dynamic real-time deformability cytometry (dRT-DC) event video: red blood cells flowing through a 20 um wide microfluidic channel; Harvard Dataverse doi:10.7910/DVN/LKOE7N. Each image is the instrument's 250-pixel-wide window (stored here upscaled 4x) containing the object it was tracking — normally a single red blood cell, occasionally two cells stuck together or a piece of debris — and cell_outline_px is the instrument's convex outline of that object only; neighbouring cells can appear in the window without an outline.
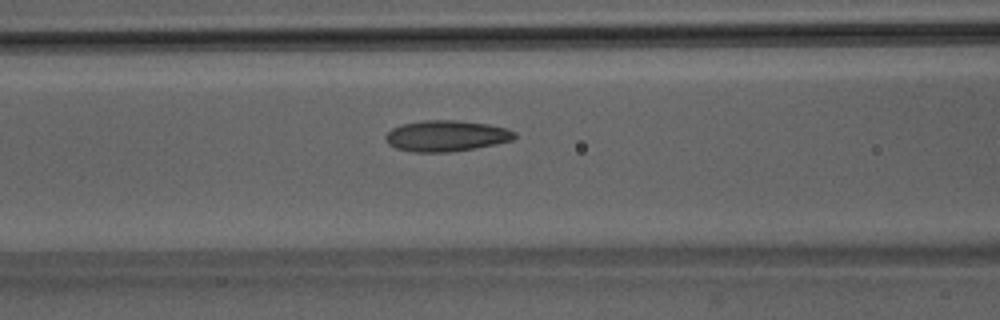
{"species": "Egyptian fruit bat (a non-hibernating species)", "species_latin": "Rousettus aegyptiacus", "temperature_condition": "room temperature", "stored_images_in_passage": 50, "camera_frame_rate_fps": 3000, "um_per_image_px": 0.085, "animal": {"sex": "male"}, "frame": {"image": 1, "passage_image": 21, "time_ms": 6.667, "image_size_px": [1000, 320], "cell_outline_px": [[516, 136], [512, 140], [496, 144], [476, 148], [452, 152], [412, 152], [396, 148], [388, 144], [384, 140], [384, 136], [392, 128], [404, 124], [424, 120], [456, 120], [488, 124], [508, 128], [516, 132]], "centroid_in_image_um": [37.94, 11.55], "position_along_channel_um": 128.7, "area_um2": 23.47}}
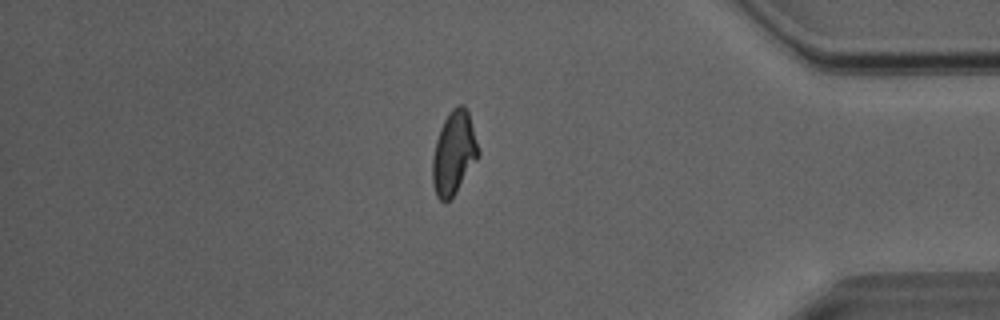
{"frame": {"image": 2, "passage_image": 43, "time_ms": 14.0, "image_size_px": [1000, 320], "cell_outline_px": [[480, 156], [456, 192], [444, 204], [436, 196], [432, 184], [432, 156], [436, 140], [440, 128], [444, 120], [452, 108], [456, 104], [464, 104], [468, 112], [480, 152]], "centroid_in_image_um": [38.57, 13.01], "position_along_channel_um": 396.6, "area_um2": 22.43}}
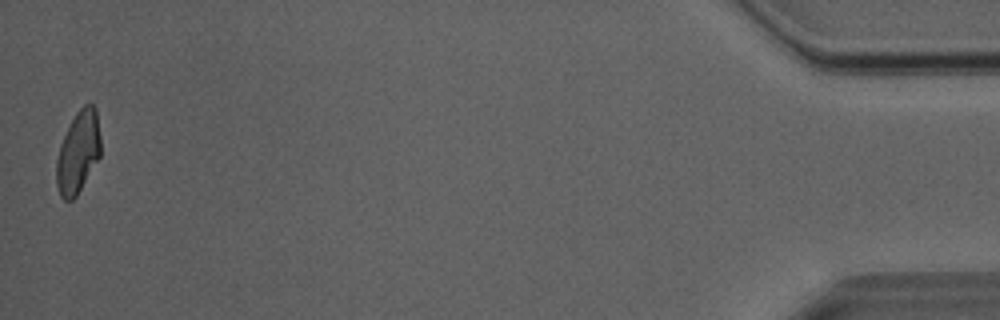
{"frame": {"image": 3, "passage_image": 50, "time_ms": 16.333, "image_size_px": [1000, 320], "cell_outline_px": [[100, 156], [76, 196], [72, 200], [64, 200], [60, 196], [56, 184], [56, 160], [60, 144], [76, 112], [84, 104], [92, 104], [96, 108], [100, 136]], "centroid_in_image_um": [6.63, 12.94], "position_along_channel_um": 428.6, "area_um2": 20.98}, "authors_computed_cell_mechanics": {"area_um2": 22.4553, "velocity_mm_per_s": 4.0724, "shape_relaxation_time_tau1_ms": null, "shape_relaxation_time_tau2_ms": 2.4235, "deformation_change_tau1": null, "deformation_change_tau2": 0.1075}}